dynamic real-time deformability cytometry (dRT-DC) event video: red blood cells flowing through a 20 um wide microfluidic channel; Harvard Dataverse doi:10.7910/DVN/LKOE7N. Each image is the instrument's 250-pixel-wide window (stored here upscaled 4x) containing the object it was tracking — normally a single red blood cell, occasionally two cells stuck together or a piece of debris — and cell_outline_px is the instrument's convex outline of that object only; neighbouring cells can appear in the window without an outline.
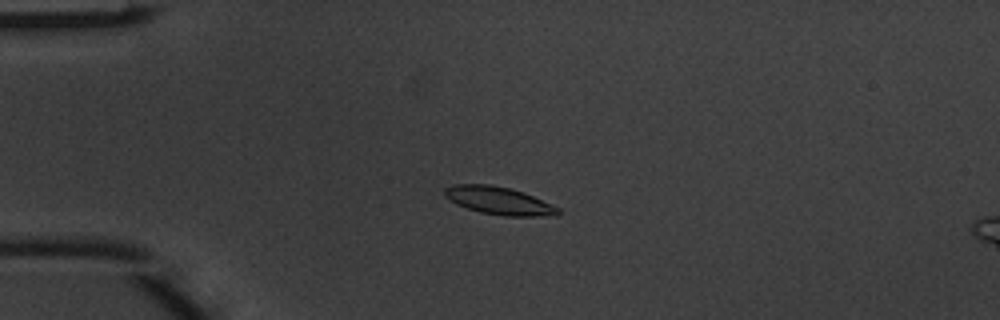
{"species": "common noctule bat (a hibernating species)", "species_latin": "Nyctalus noctula", "temperature_condition": "warm", "stored_images_in_passage": 5, "camera_frame_rate_fps": 3000, "um_per_image_px": 0.085, "animal": {"sex": "male", "body_mass_g": 20.1, "forearm_length_mm": 53.5}, "frame": {"image": 1, "passage_image": 3, "time_ms": 0.667, "image_size_px": [1000, 320], "cell_outline_px": [[560, 212], [556, 216], [504, 216], [480, 212], [456, 204], [444, 196], [444, 188], [452, 184], [488, 184], [508, 188], [524, 192], [560, 208]], "centroid_in_image_um": [42.4, 17.06], "position_along_channel_um": 42.6, "area_um2": 18.38}}